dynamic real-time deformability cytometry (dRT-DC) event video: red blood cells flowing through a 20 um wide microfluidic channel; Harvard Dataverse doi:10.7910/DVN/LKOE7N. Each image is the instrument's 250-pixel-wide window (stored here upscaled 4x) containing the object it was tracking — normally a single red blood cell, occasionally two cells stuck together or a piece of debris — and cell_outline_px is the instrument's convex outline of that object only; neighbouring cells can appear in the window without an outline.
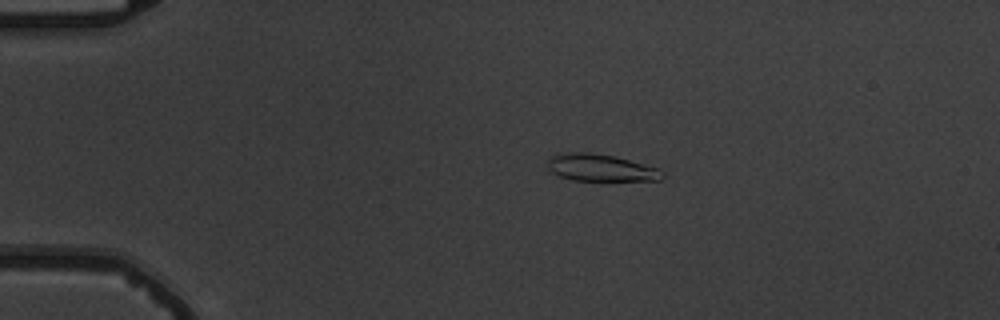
{"species": "common noctule bat (a hibernating species)", "species_latin": "Nyctalus noctula", "temperature_condition": "warm", "stored_images_in_passage": 9, "camera_frame_rate_fps": 3000, "um_per_image_px": 0.085, "animal": {"sex": "male", "body_mass_g": 19.5, "forearm_length_mm": 54.6}, "frame": {"image": 1, "passage_image": 4, "time_ms": 3.333, "image_size_px": [1000, 320], "cell_outline_px": [[664, 176], [660, 180], [576, 180], [560, 176], [552, 172], [548, 168], [548, 160], [552, 156], [560, 152], [588, 152], [612, 156], [660, 168], [664, 172]], "centroid_in_image_um": [51.07, 14.25], "position_along_channel_um": 33.9, "area_um2": 17.92}}
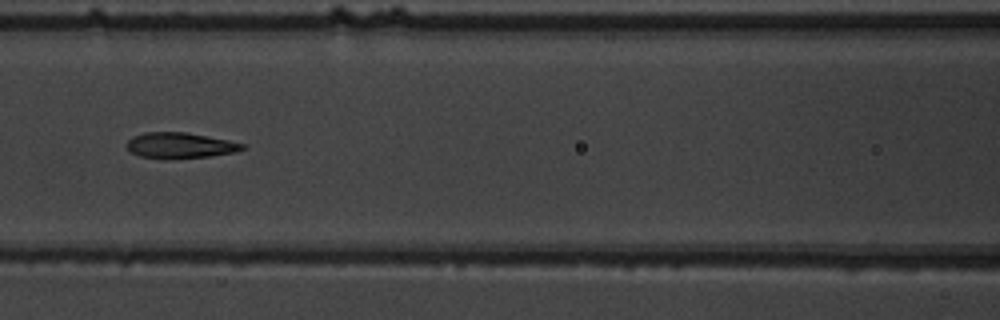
{"frame": {"image": 2, "passage_image": 8, "time_ms": 8.0, "image_size_px": [1000, 320], "cell_outline_px": [[244, 148], [236, 152], [208, 156], [140, 156], [132, 152], [128, 148], [128, 140], [132, 136], [144, 132], [184, 132], [228, 140], [244, 144]], "centroid_in_image_um": [15.32, 12.31], "position_along_channel_um": 151.3, "area_um2": 16.3}}
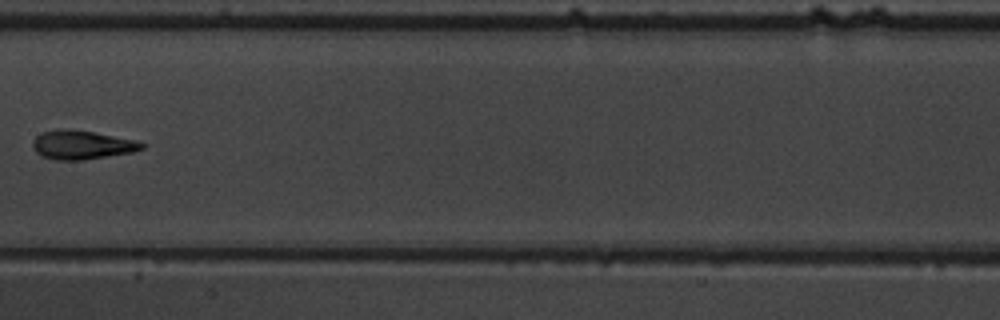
{"frame": {"image": 3, "passage_image": 9, "time_ms": 9.333, "image_size_px": [1000, 320], "cell_outline_px": [[144, 148], [132, 152], [84, 160], [56, 160], [44, 156], [36, 152], [32, 148], [32, 140], [40, 132], [56, 128], [68, 128], [92, 132], [136, 140], [144, 144]], "centroid_in_image_um": [6.9, 12.3], "position_along_channel_um": 200.5, "area_um2": 18.44}}